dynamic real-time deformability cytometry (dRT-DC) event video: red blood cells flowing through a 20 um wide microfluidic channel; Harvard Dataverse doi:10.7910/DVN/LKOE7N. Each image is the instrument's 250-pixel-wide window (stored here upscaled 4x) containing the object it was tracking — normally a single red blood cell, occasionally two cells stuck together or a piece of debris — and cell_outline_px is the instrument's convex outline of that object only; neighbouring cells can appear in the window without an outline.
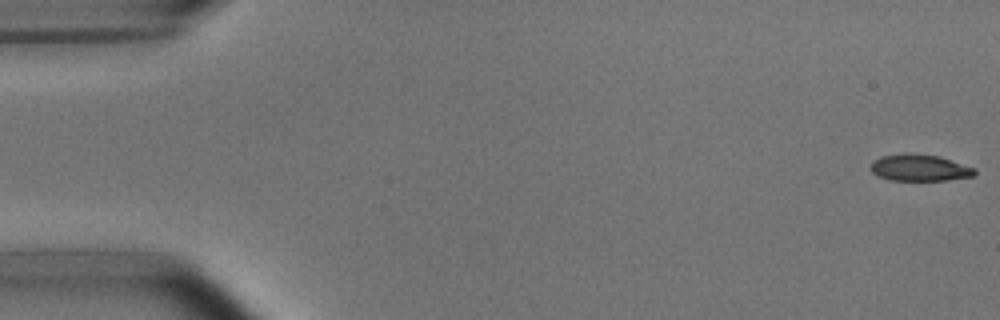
{"species": "common noctule bat (a hibernating species)", "species_latin": "Nyctalus noctula", "temperature_condition": "room temperature", "stored_images_in_passage": 16, "camera_frame_rate_fps": 3000, "um_per_image_px": 0.085, "animal": {"sex": "male", "body_mass_g": 15.6}, "frame": {"image": 1, "passage_image": 1, "time_ms": 0.0, "image_size_px": [1000, 320], "cell_outline_px": [[976, 172], [972, 176], [948, 180], [888, 180], [872, 172], [872, 160], [880, 156], [904, 152], [912, 152], [940, 156], [976, 168]], "centroid_in_image_um": [78.16, 14.23], "position_along_channel_um": 6.8, "area_um2": 16.36}}
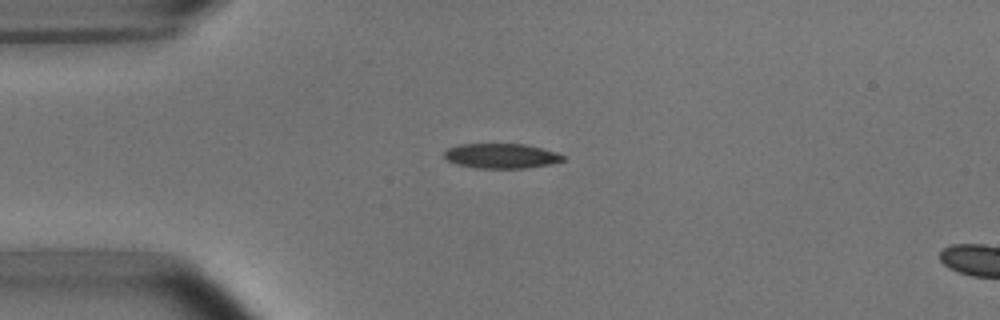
{"frame": {"image": 2, "passage_image": 13, "time_ms": 4.0, "image_size_px": [1000, 320], "cell_outline_px": [[564, 160], [552, 164], [524, 168], [476, 168], [456, 164], [448, 160], [444, 156], [444, 152], [448, 148], [460, 144], [524, 144], [556, 152], [564, 156]], "centroid_in_image_um": [42.6, 13.25], "position_along_channel_um": 42.4, "area_um2": 17.11}}